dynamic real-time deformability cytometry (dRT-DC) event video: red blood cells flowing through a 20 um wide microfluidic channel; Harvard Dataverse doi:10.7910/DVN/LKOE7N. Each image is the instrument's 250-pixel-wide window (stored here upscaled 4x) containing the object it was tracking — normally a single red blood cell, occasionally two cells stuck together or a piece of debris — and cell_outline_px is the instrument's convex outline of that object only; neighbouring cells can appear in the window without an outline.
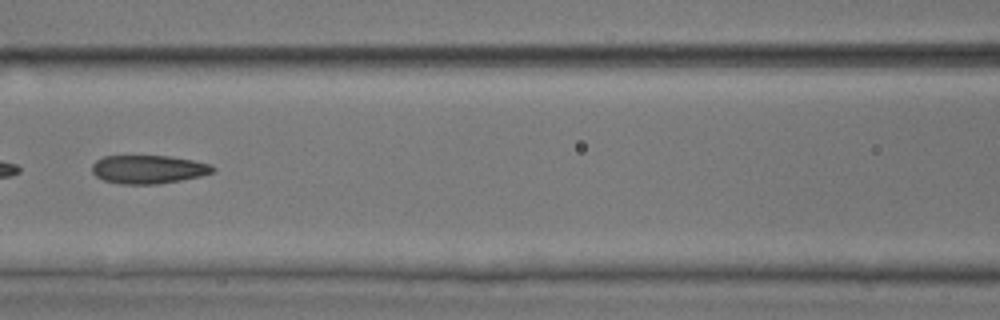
{"species": "common noctule bat (a hibernating species)", "species_latin": "Nyctalus noctula", "temperature_condition": "room temperature", "stored_images_in_passage": 8, "camera_frame_rate_fps": 3000, "um_per_image_px": 0.085, "animal": {"sex": "male", "body_mass_g": 17.9, "forearm_length_mm": 54.2}, "frame": {"image": 1, "passage_image": 6, "time_ms": 7.0, "image_size_px": [1000, 320], "cell_outline_px": [[216, 168], [212, 172], [200, 176], [160, 184], [120, 184], [104, 180], [96, 176], [92, 172], [92, 164], [96, 160], [104, 156], [172, 156], [212, 164]], "centroid_in_image_um": [12.61, 14.39], "position_along_channel_um": 154.0, "area_um2": 20.06}}